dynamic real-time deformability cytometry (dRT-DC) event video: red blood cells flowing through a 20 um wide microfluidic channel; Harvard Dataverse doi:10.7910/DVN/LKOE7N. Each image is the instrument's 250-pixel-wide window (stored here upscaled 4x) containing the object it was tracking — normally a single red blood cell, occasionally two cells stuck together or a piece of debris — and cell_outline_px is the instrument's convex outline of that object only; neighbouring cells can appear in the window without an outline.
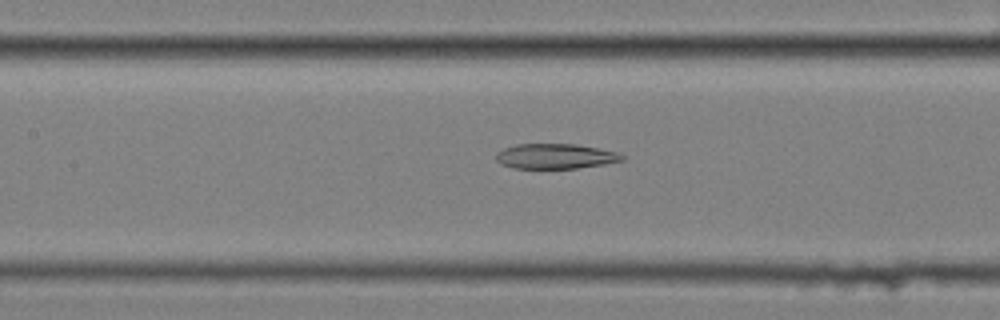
{"species": "common noctule bat (a hibernating species)", "species_latin": "Nyctalus noctula", "temperature_condition": "cold", "stored_images_in_passage": 30, "camera_frame_rate_fps": 3000, "um_per_image_px": 0.085, "animal": {"sex": "female", "body_mass_g": 25.1}, "frame": {"image": 1, "passage_image": 9, "time_ms": 2.667, "image_size_px": [1000, 320], "cell_outline_px": [[624, 160], [604, 164], [576, 168], [512, 168], [500, 164], [496, 160], [496, 152], [504, 148], [516, 144], [576, 144], [600, 148], [616, 152], [624, 156]], "centroid_in_image_um": [47.18, 13.28], "position_along_channel_um": 160.2, "area_um2": 18.44}}
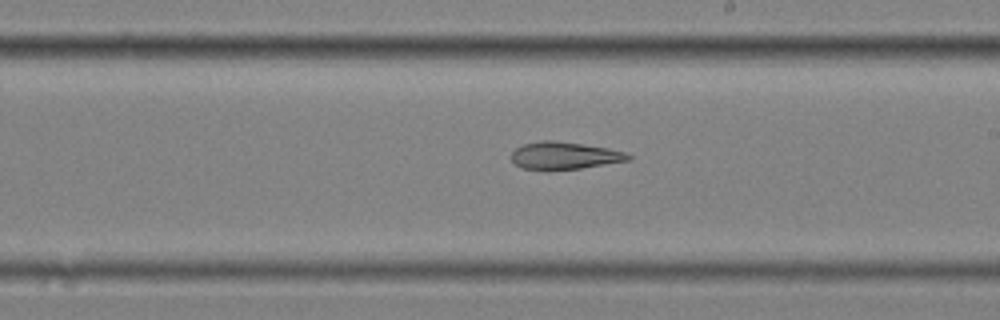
{"frame": {"image": 2, "passage_image": 16, "time_ms": 5.0, "image_size_px": [1000, 320], "cell_outline_px": [[632, 160], [580, 168], [544, 172], [520, 168], [512, 160], [512, 152], [516, 148], [524, 144], [544, 140], [552, 140], [608, 148], [628, 152], [632, 156]], "centroid_in_image_um": [47.98, 13.26], "position_along_channel_um": 241.0, "area_um2": 19.02}}
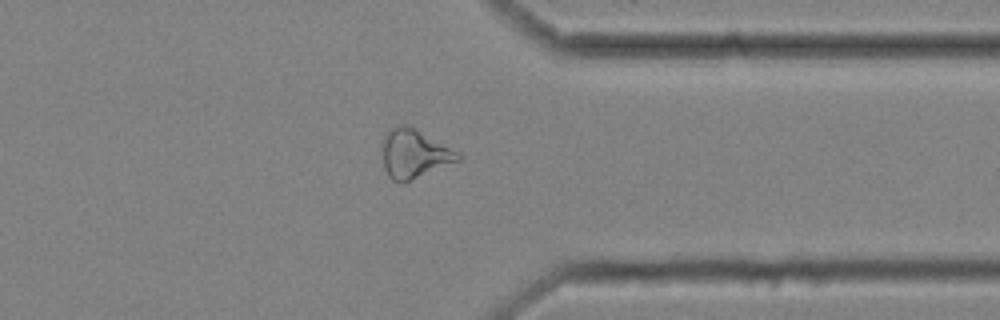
{"frame": {"image": 3, "passage_image": 28, "time_ms": 9.0, "image_size_px": [1000, 320], "cell_outline_px": [[460, 160], [408, 180], [392, 180], [388, 176], [384, 168], [384, 136], [388, 128], [396, 124], [408, 124], [460, 152]], "centroid_in_image_um": [35.21, 13.0], "position_along_channel_um": 376.2, "area_um2": 21.1}}